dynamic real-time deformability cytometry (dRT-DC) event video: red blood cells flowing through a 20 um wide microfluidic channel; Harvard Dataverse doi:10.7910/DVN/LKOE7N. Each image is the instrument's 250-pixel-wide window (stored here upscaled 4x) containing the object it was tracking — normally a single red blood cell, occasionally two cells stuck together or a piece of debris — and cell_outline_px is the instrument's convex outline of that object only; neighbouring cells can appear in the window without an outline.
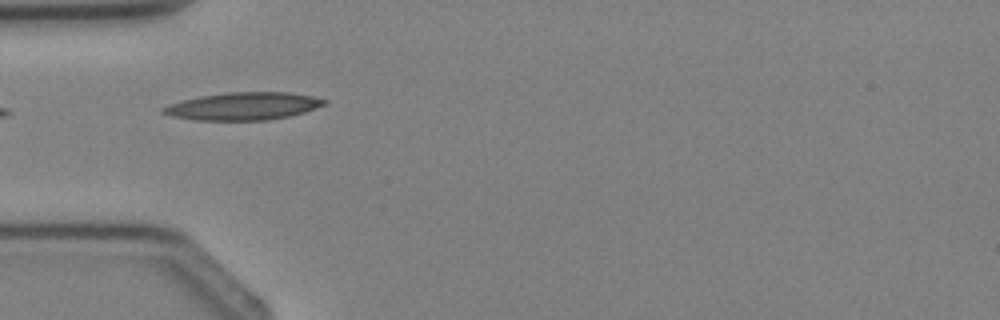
{"species": "Egyptian fruit bat (a non-hibernating species)", "species_latin": "Rousettus aegyptiacus", "temperature_condition": "cold", "stored_images_in_passage": 1, "camera_frame_rate_fps": 3000, "um_per_image_px": 0.085, "animal": {"sex": "female"}, "frame": {"image": 1, "passage_image": 1, "time_ms": 0.0, "image_size_px": [1000, 320], "cell_outline_px": [[328, 104], [304, 112], [288, 116], [268, 120], [196, 120], [172, 116], [160, 112], [160, 108], [168, 104], [200, 96], [228, 92], [288, 92], [312, 96], [328, 100]], "centroid_in_image_um": [20.69, 9.02], "position_along_channel_um": 64.3, "area_um2": 25.95}}